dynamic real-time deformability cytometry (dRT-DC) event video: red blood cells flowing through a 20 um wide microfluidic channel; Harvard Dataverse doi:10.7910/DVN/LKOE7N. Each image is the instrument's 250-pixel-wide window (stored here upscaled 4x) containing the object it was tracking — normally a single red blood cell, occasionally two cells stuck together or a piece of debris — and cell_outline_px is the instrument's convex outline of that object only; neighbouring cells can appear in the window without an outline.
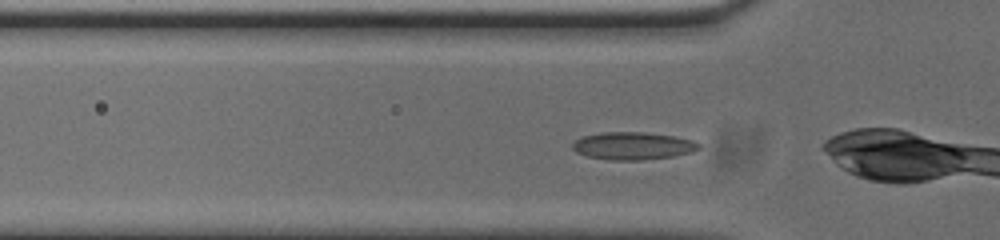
{"species": "common noctule bat (a hibernating species)", "species_latin": "Nyctalus noctula", "temperature_condition": "cold", "stored_images_in_passage": 11, "camera_frame_rate_fps": 3000, "um_per_image_px": 0.085, "animal": {"sex": "male", "body_mass_g": 20.0, "forearm_length_mm": 53.3}, "frame": {"image": 1, "passage_image": 8, "time_ms": 2.333, "image_size_px": [1000, 240], "cell_outline_px": [[700, 148], [692, 152], [672, 156], [640, 160], [612, 160], [588, 156], [576, 152], [572, 148], [572, 144], [576, 140], [584, 136], [600, 132], [644, 132], [672, 136], [692, 140], [700, 144]], "centroid_in_image_um": [53.78, 12.39], "position_along_channel_um": 72.0, "area_um2": 20.11}}